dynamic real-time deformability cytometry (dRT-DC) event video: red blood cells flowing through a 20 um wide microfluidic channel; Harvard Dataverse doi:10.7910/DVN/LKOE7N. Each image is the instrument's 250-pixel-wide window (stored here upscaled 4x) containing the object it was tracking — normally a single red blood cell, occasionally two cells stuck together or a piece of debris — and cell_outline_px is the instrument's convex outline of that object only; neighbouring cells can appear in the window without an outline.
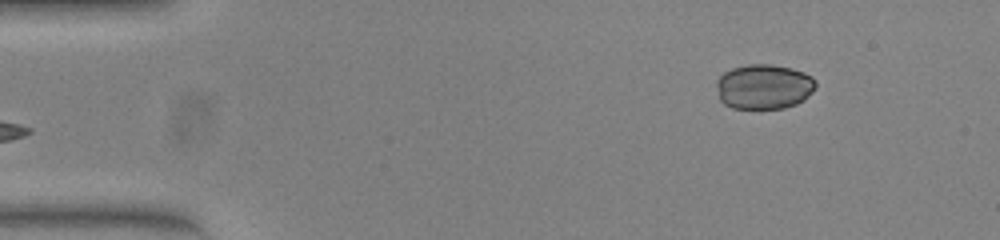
{"species": "common noctule bat (a hibernating species)", "species_latin": "Nyctalus noctula", "temperature_condition": "warm", "stored_images_in_passage": 48, "camera_frame_rate_fps": 3000, "um_per_image_px": 0.085, "animal": {"sex": "female", "body_mass_g": 23.0, "forearm_length_mm": 53.4}, "frame": {"image": 1, "passage_image": 1, "time_ms": 0.0, "image_size_px": [1000, 240], "cell_outline_px": [[816, 88], [804, 100], [796, 104], [784, 108], [732, 108], [724, 104], [720, 100], [716, 84], [716, 80], [724, 72], [732, 68], [748, 64], [772, 64], [792, 68], [804, 72], [812, 76], [816, 80]], "centroid_in_image_um": [64.95, 7.36], "position_along_channel_um": 20.1, "area_um2": 26.24}}
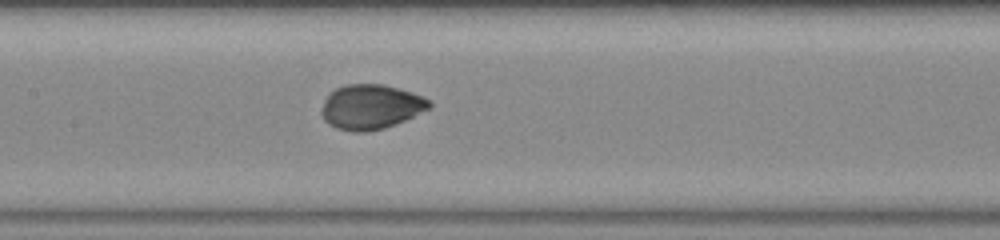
{"frame": {"image": 2, "passage_image": 20, "time_ms": 6.333, "image_size_px": [1000, 240], "cell_outline_px": [[432, 104], [428, 108], [404, 120], [384, 128], [364, 132], [352, 132], [336, 128], [328, 124], [324, 120], [320, 112], [324, 100], [328, 92], [336, 88], [348, 84], [384, 84], [412, 92], [424, 96], [432, 100]], "centroid_in_image_um": [31.49, 9.07], "position_along_channel_um": 175.9, "area_um2": 28.21}}
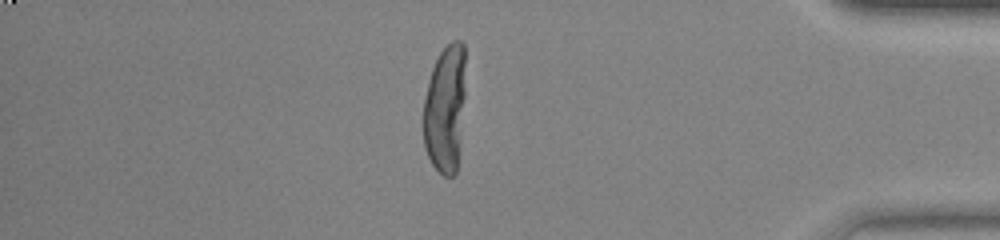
{"frame": {"image": 3, "passage_image": 40, "time_ms": 13.0, "image_size_px": [1000, 240], "cell_outline_px": [[464, 96], [456, 172], [452, 176], [444, 176], [432, 164], [428, 156], [424, 144], [424, 100], [428, 80], [432, 68], [440, 52], [452, 40], [460, 40], [464, 44]], "centroid_in_image_um": [37.82, 9.2], "position_along_channel_um": 397.4, "area_um2": 30.92}, "authors_computed_cell_mechanics": {"area_um2": 28.4087, "velocity_mm_per_s": 3.8604, "shape_relaxation_time_tau1_ms": 7.4483, "shape_relaxation_time_tau2_ms": null, "deformation_change_tau1": 0.1873, "deformation_change_tau2": null}}